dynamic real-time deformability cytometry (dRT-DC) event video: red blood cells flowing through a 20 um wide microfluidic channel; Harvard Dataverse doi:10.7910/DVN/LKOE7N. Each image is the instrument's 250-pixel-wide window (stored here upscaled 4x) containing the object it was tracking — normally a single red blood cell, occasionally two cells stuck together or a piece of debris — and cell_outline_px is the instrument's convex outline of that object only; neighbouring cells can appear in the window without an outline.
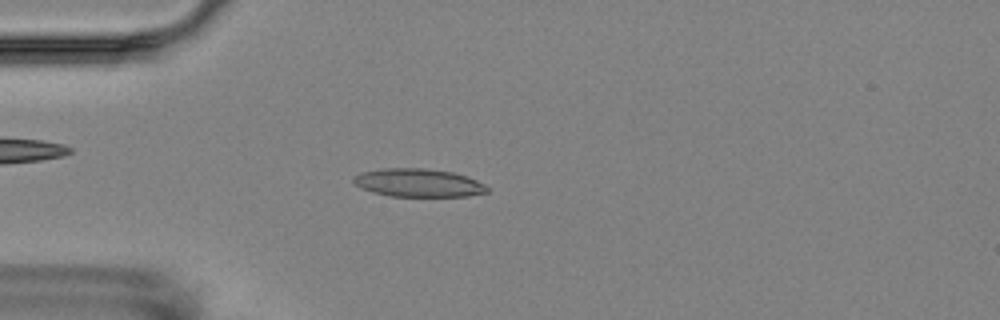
{"species": "Egyptian fruit bat (a non-hibernating species)", "species_latin": "Rousettus aegyptiacus", "temperature_condition": "room temperature", "stored_images_in_passage": 3, "camera_frame_rate_fps": 3000, "um_per_image_px": 0.085, "animal": {"sex": "female"}, "frame": {"image": 1, "passage_image": 3, "time_ms": 2.333, "image_size_px": [1000, 320], "cell_outline_px": [[488, 192], [468, 196], [392, 196], [372, 192], [356, 184], [352, 180], [352, 176], [360, 172], [384, 168], [424, 168], [452, 172], [468, 176], [484, 184], [488, 188]], "centroid_in_image_um": [35.56, 15.53], "position_along_channel_um": 49.4, "area_um2": 21.91}}